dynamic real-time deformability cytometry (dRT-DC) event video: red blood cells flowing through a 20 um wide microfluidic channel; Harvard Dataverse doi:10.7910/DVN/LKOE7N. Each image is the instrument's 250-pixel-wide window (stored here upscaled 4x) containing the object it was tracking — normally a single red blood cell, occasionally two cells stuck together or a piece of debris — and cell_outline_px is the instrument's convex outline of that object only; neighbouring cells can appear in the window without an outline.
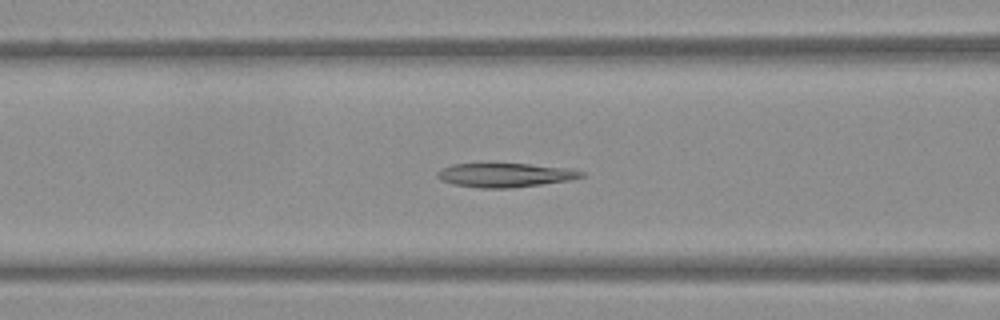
{"species": "Egyptian fruit bat (a non-hibernating species)", "species_latin": "Rousettus aegyptiacus", "temperature_condition": "warm", "stored_images_in_passage": 54, "segment_of_instrument_passage": [1, 2], "camera_frame_rate_fps": 3000, "um_per_image_px": 0.085, "frame": {"image": 1, "passage_image": 22, "time_ms": 7.0, "image_size_px": [1000, 320], "cell_outline_px": [[584, 176], [572, 180], [512, 188], [480, 188], [452, 184], [440, 180], [436, 176], [436, 172], [452, 164], [528, 164], [568, 168], [584, 172]], "centroid_in_image_um": [42.93, 14.89], "position_along_channel_um": 123.7, "area_um2": 20.11}}
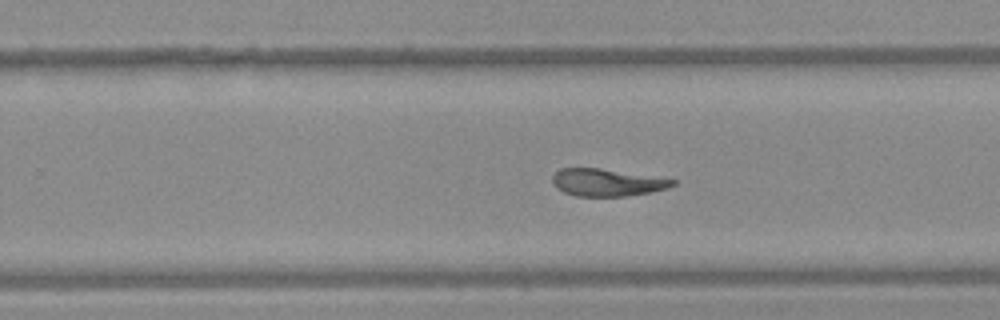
{"frame": {"image": 2, "passage_image": 34, "time_ms": 11.0, "image_size_px": [1000, 320], "cell_outline_px": [[676, 184], [668, 188], [652, 192], [624, 196], [576, 196], [564, 192], [556, 188], [552, 180], [552, 176], [560, 168], [600, 168], [676, 180]], "centroid_in_image_um": [51.58, 15.51], "position_along_channel_um": 278.2, "area_um2": 19.02}}
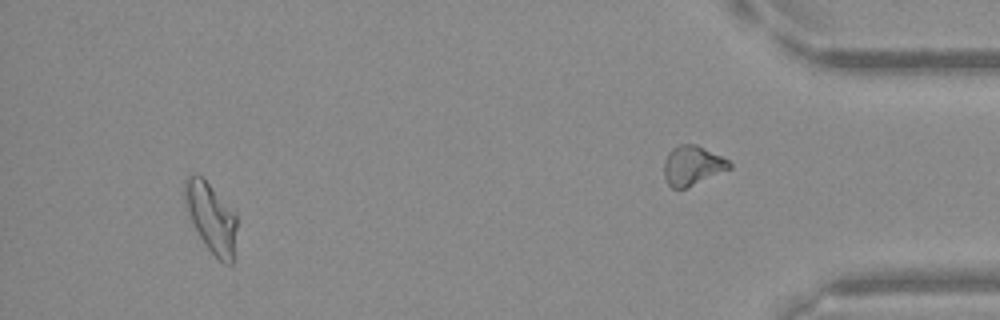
{"frame": {"image": 3, "passage_image": 50, "time_ms": 16.333, "image_size_px": [1000, 320], "cell_outline_px": [[236, 228], [232, 264], [224, 264], [208, 248], [200, 236], [184, 208], [184, 180], [188, 176], [200, 176], [236, 212]], "centroid_in_image_um": [17.93, 18.5], "position_along_channel_um": 417.3, "area_um2": 20.75}}